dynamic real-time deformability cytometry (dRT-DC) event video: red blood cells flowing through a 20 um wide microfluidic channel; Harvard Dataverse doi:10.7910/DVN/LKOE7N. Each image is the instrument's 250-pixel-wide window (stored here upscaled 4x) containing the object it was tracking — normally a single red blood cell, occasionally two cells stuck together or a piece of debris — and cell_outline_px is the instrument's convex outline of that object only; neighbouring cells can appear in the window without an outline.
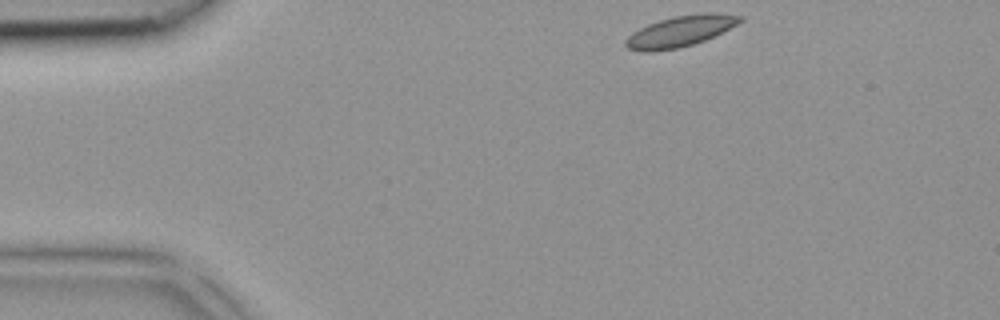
{"species": "common noctule bat (a hibernating species)", "species_latin": "Nyctalus noctula", "temperature_condition": "room temperature", "stored_images_in_passage": 3, "camera_frame_rate_fps": 3000, "um_per_image_px": 0.085, "animal": {"sex": "female", "body_mass_g": 18.4}, "frame": {"image": 1, "passage_image": 1, "time_ms": 0.0, "image_size_px": [1000, 320], "cell_outline_px": [[744, 20], [704, 40], [680, 48], [652, 52], [644, 52], [628, 48], [624, 44], [624, 40], [632, 32], [648, 24], [660, 20], [676, 16], [704, 12], [708, 12], [744, 16]], "centroid_in_image_um": [57.78, 2.66], "position_along_channel_um": 27.2, "area_um2": 20.4}}
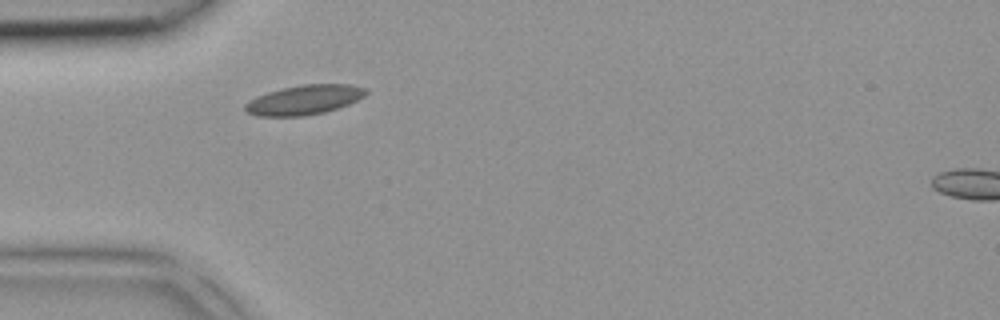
{"frame": {"image": 2, "passage_image": 2, "time_ms": 0.333, "image_size_px": [1000, 320], "cell_outline_px": [[368, 92], [364, 96], [348, 104], [324, 112], [304, 116], [256, 116], [248, 112], [244, 108], [244, 104], [248, 100], [256, 96], [280, 88], [304, 84], [348, 84], [364, 88]], "centroid_in_image_um": [25.81, 8.48], "position_along_channel_um": 59.2, "area_um2": 20.75}}